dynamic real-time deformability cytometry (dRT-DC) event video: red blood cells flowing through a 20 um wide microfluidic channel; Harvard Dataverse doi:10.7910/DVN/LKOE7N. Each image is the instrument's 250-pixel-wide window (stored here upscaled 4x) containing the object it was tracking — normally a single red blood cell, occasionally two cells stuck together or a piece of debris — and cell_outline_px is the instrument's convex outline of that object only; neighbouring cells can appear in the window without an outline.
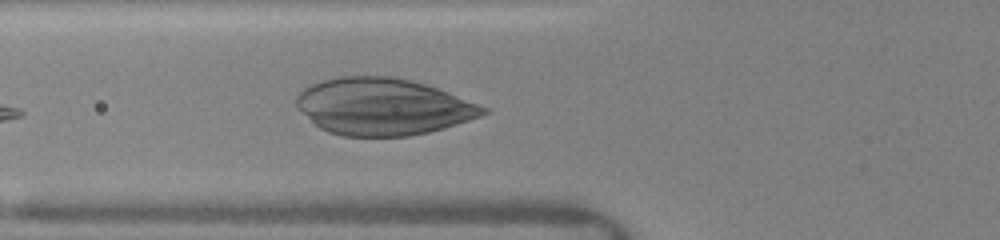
{"species": "human", "species_latin": "Homo sapiens", "temperature_condition": "warm", "stored_images_in_passage": 2, "camera_frame_rate_fps": 3000, "um_per_image_px": 0.085, "donor": {"sex": "female"}, "frame": {"image": 1, "passage_image": 2, "time_ms": 1.0, "image_size_px": [1000, 240], "cell_outline_px": [[492, 112], [444, 128], [428, 132], [408, 136], [344, 136], [328, 132], [320, 128], [296, 108], [296, 96], [304, 88], [312, 84], [324, 80], [340, 76], [392, 76], [412, 80], [448, 92], [488, 108]], "centroid_in_image_um": [32.53, 9.06], "position_along_channel_um": 93.3, "area_um2": 61.67}}